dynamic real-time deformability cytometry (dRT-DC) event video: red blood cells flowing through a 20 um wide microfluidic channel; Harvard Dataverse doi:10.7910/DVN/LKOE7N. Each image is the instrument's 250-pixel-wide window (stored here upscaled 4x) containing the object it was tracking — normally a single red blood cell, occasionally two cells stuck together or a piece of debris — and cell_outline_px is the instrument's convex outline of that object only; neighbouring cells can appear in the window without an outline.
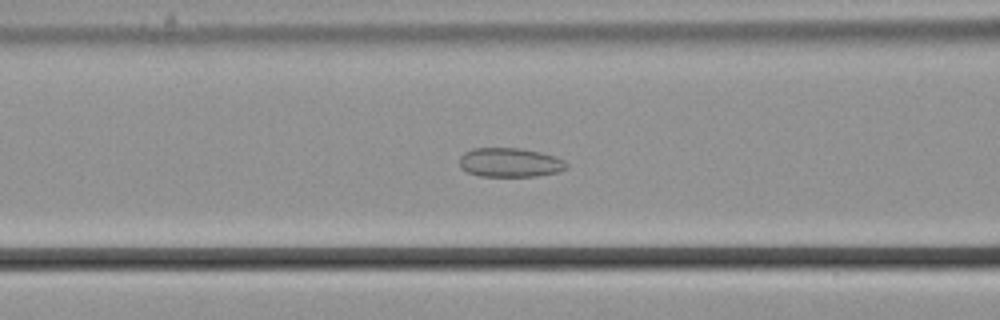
{"species": "common noctule bat (a hibernating species)", "species_latin": "Nyctalus noctula", "temperature_condition": "cold", "stored_images_in_passage": 34, "camera_frame_rate_fps": 3000, "um_per_image_px": 0.085, "animal": {"sex": "male", "body_mass_g": 21.5, "forearm_length_mm": 52.0}, "frame": {"image": 1, "passage_image": 25, "time_ms": 8.0, "image_size_px": [1000, 320], "cell_outline_px": [[568, 168], [560, 172], [536, 176], [480, 176], [468, 172], [460, 168], [460, 156], [464, 152], [472, 148], [520, 148], [540, 152], [556, 156], [564, 160], [568, 164]], "centroid_in_image_um": [43.37, 13.81], "position_along_channel_um": 123.2, "area_um2": 18.38}}
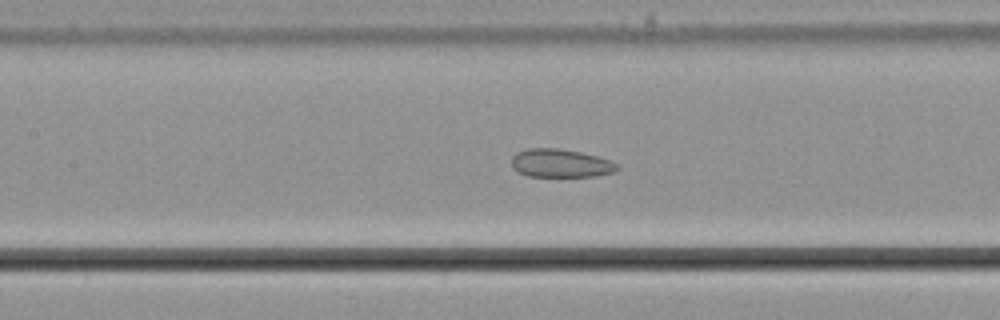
{"frame": {"image": 2, "passage_image": 28, "time_ms": 9.0, "image_size_px": [1000, 320], "cell_outline_px": [[620, 168], [616, 172], [596, 176], [528, 176], [516, 172], [512, 168], [512, 156], [516, 152], [528, 148], [556, 148], [580, 152], [596, 156], [608, 160], [616, 164]], "centroid_in_image_um": [47.62, 13.88], "position_along_channel_um": 159.8, "area_um2": 17.46}}
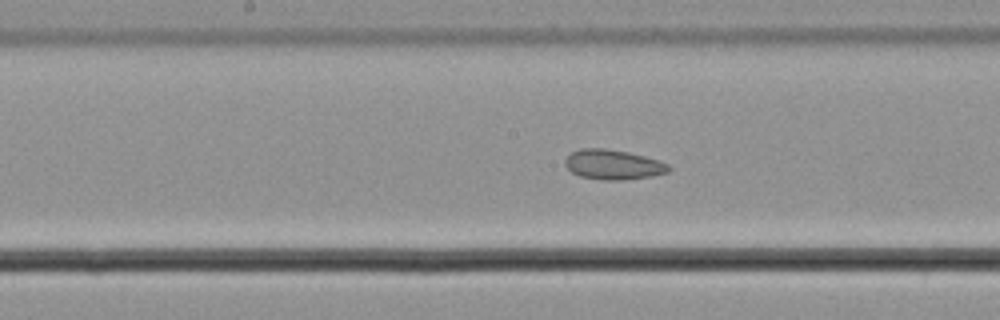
{"frame": {"image": 3, "passage_image": 31, "time_ms": 10.0, "image_size_px": [1000, 320], "cell_outline_px": [[672, 168], [668, 172], [652, 176], [620, 180], [600, 180], [580, 176], [572, 172], [564, 164], [564, 160], [572, 152], [580, 148], [604, 148], [628, 152], [644, 156], [668, 164]], "centroid_in_image_um": [52.1, 13.99], "position_along_channel_um": 196.1, "area_um2": 17.98}}